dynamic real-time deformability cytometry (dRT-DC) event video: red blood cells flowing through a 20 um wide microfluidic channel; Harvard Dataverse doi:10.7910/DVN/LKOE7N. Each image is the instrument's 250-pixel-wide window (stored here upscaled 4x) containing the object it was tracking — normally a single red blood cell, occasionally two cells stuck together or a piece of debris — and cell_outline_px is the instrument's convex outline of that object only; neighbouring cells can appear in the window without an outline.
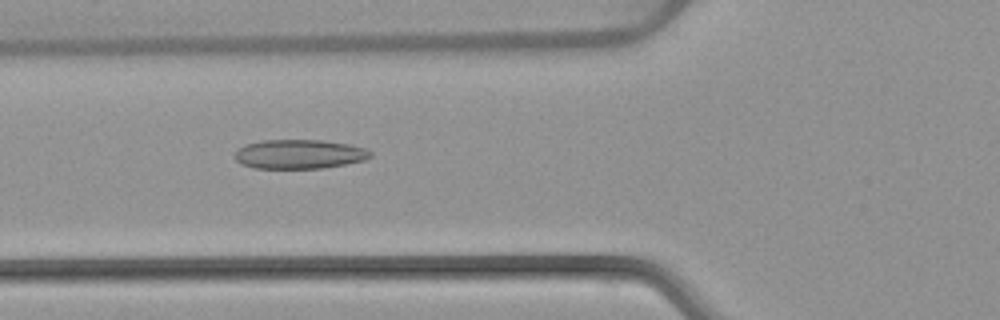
{"species": "common noctule bat (a hibernating species)", "species_latin": "Nyctalus noctula", "temperature_condition": "warm", "stored_images_in_passage": 53, "camera_frame_rate_fps": 3000, "um_per_image_px": 0.085, "animal": {"sex": "female", "body_mass_g": 22.7, "forearm_length_mm": 54.2}, "frame": {"image": 1, "passage_image": 20, "time_ms": 6.333, "image_size_px": [1000, 320], "cell_outline_px": [[372, 156], [364, 160], [324, 168], [256, 168], [240, 164], [236, 160], [236, 152], [244, 144], [260, 140], [324, 140], [348, 144], [364, 148], [372, 152]], "centroid_in_image_um": [25.44, 13.1], "position_along_channel_um": 100.4, "area_um2": 23.06}}
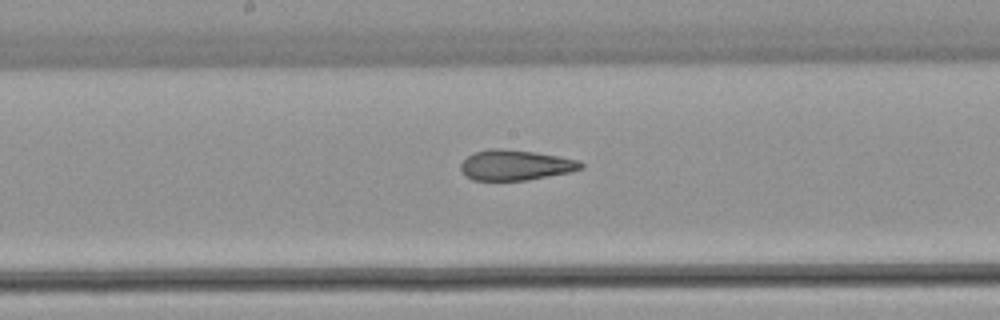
{"frame": {"image": 2, "passage_image": 28, "time_ms": 9.0, "image_size_px": [1000, 320], "cell_outline_px": [[584, 168], [568, 172], [524, 180], [472, 180], [460, 168], [460, 164], [468, 156], [476, 152], [488, 148], [500, 148], [536, 152], [580, 160], [584, 164]], "centroid_in_image_um": [43.83, 14.02], "position_along_channel_um": 204.4, "area_um2": 21.04}}
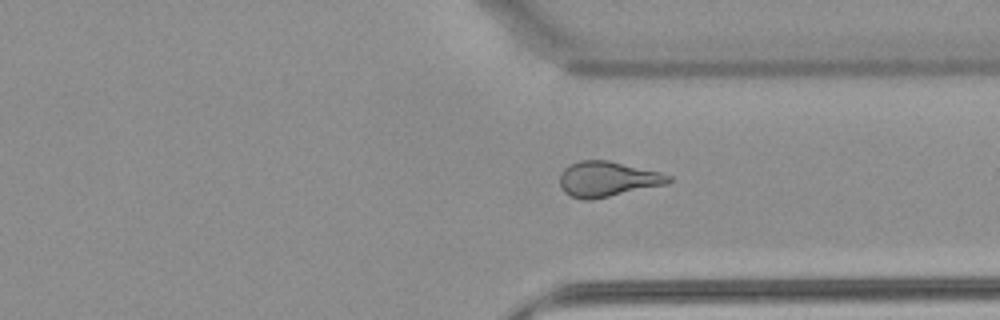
{"frame": {"image": 3, "passage_image": 40, "time_ms": 13.0, "image_size_px": [1000, 320], "cell_outline_px": [[672, 180], [668, 184], [592, 200], [584, 200], [572, 196], [564, 192], [560, 184], [560, 172], [568, 164], [580, 160], [608, 160], [660, 172], [672, 176]], "centroid_in_image_um": [51.63, 15.22], "position_along_channel_um": 359.8, "area_um2": 22.48}, "authors_computed_cell_mechanics": {"area_um2": 23.1778, "velocity_mm_per_s": 3.8774, "shape_relaxation_time_tau1_ms": null, "shape_relaxation_time_tau2_ms": 2.4583, "deformation_change_tau1": null, "deformation_change_tau2": 0.1241}}